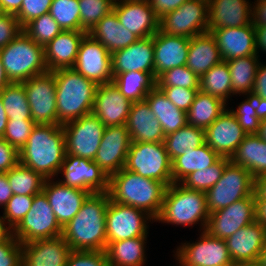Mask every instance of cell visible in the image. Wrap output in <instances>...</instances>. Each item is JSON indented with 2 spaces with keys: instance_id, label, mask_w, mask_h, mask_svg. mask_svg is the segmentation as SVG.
Wrapping results in <instances>:
<instances>
[{
  "instance_id": "obj_32",
  "label": "cell",
  "mask_w": 266,
  "mask_h": 266,
  "mask_svg": "<svg viewBox=\"0 0 266 266\" xmlns=\"http://www.w3.org/2000/svg\"><path fill=\"white\" fill-rule=\"evenodd\" d=\"M221 61L219 48L210 32L190 38L186 66L199 78Z\"/></svg>"
},
{
  "instance_id": "obj_53",
  "label": "cell",
  "mask_w": 266,
  "mask_h": 266,
  "mask_svg": "<svg viewBox=\"0 0 266 266\" xmlns=\"http://www.w3.org/2000/svg\"><path fill=\"white\" fill-rule=\"evenodd\" d=\"M65 266H108L106 251L72 250Z\"/></svg>"
},
{
  "instance_id": "obj_25",
  "label": "cell",
  "mask_w": 266,
  "mask_h": 266,
  "mask_svg": "<svg viewBox=\"0 0 266 266\" xmlns=\"http://www.w3.org/2000/svg\"><path fill=\"white\" fill-rule=\"evenodd\" d=\"M208 32L215 38L224 61L257 54L255 27L252 23L242 27L208 29Z\"/></svg>"
},
{
  "instance_id": "obj_5",
  "label": "cell",
  "mask_w": 266,
  "mask_h": 266,
  "mask_svg": "<svg viewBox=\"0 0 266 266\" xmlns=\"http://www.w3.org/2000/svg\"><path fill=\"white\" fill-rule=\"evenodd\" d=\"M209 215L205 192L188 189L181 183H171L166 187L155 221L183 227L200 224V231H205Z\"/></svg>"
},
{
  "instance_id": "obj_13",
  "label": "cell",
  "mask_w": 266,
  "mask_h": 266,
  "mask_svg": "<svg viewBox=\"0 0 266 266\" xmlns=\"http://www.w3.org/2000/svg\"><path fill=\"white\" fill-rule=\"evenodd\" d=\"M66 154L94 160L105 126L92 113L62 125Z\"/></svg>"
},
{
  "instance_id": "obj_37",
  "label": "cell",
  "mask_w": 266,
  "mask_h": 266,
  "mask_svg": "<svg viewBox=\"0 0 266 266\" xmlns=\"http://www.w3.org/2000/svg\"><path fill=\"white\" fill-rule=\"evenodd\" d=\"M226 108L221 99L199 90L187 112V124L206 130Z\"/></svg>"
},
{
  "instance_id": "obj_62",
  "label": "cell",
  "mask_w": 266,
  "mask_h": 266,
  "mask_svg": "<svg viewBox=\"0 0 266 266\" xmlns=\"http://www.w3.org/2000/svg\"><path fill=\"white\" fill-rule=\"evenodd\" d=\"M12 196L13 192L9 185L7 174L0 173V207L4 208Z\"/></svg>"
},
{
  "instance_id": "obj_72",
  "label": "cell",
  "mask_w": 266,
  "mask_h": 266,
  "mask_svg": "<svg viewBox=\"0 0 266 266\" xmlns=\"http://www.w3.org/2000/svg\"><path fill=\"white\" fill-rule=\"evenodd\" d=\"M236 266H262V265L259 262H255V263H242Z\"/></svg>"
},
{
  "instance_id": "obj_24",
  "label": "cell",
  "mask_w": 266,
  "mask_h": 266,
  "mask_svg": "<svg viewBox=\"0 0 266 266\" xmlns=\"http://www.w3.org/2000/svg\"><path fill=\"white\" fill-rule=\"evenodd\" d=\"M112 74L142 71L154 78L153 36L137 41L111 54Z\"/></svg>"
},
{
  "instance_id": "obj_48",
  "label": "cell",
  "mask_w": 266,
  "mask_h": 266,
  "mask_svg": "<svg viewBox=\"0 0 266 266\" xmlns=\"http://www.w3.org/2000/svg\"><path fill=\"white\" fill-rule=\"evenodd\" d=\"M199 82L200 78L186 65L167 70L156 79V85L158 87L199 89Z\"/></svg>"
},
{
  "instance_id": "obj_42",
  "label": "cell",
  "mask_w": 266,
  "mask_h": 266,
  "mask_svg": "<svg viewBox=\"0 0 266 266\" xmlns=\"http://www.w3.org/2000/svg\"><path fill=\"white\" fill-rule=\"evenodd\" d=\"M13 194L34 196L43 191L45 178L21 163L6 172Z\"/></svg>"
},
{
  "instance_id": "obj_28",
  "label": "cell",
  "mask_w": 266,
  "mask_h": 266,
  "mask_svg": "<svg viewBox=\"0 0 266 266\" xmlns=\"http://www.w3.org/2000/svg\"><path fill=\"white\" fill-rule=\"evenodd\" d=\"M252 4L249 0H208V29L251 24Z\"/></svg>"
},
{
  "instance_id": "obj_71",
  "label": "cell",
  "mask_w": 266,
  "mask_h": 266,
  "mask_svg": "<svg viewBox=\"0 0 266 266\" xmlns=\"http://www.w3.org/2000/svg\"><path fill=\"white\" fill-rule=\"evenodd\" d=\"M259 263L262 266H266V243H265V246L262 249L261 256H260V259H259Z\"/></svg>"
},
{
  "instance_id": "obj_66",
  "label": "cell",
  "mask_w": 266,
  "mask_h": 266,
  "mask_svg": "<svg viewBox=\"0 0 266 266\" xmlns=\"http://www.w3.org/2000/svg\"><path fill=\"white\" fill-rule=\"evenodd\" d=\"M256 220L266 227V199H256Z\"/></svg>"
},
{
  "instance_id": "obj_17",
  "label": "cell",
  "mask_w": 266,
  "mask_h": 266,
  "mask_svg": "<svg viewBox=\"0 0 266 266\" xmlns=\"http://www.w3.org/2000/svg\"><path fill=\"white\" fill-rule=\"evenodd\" d=\"M73 69L97 85L113 80L111 53L89 34L81 41Z\"/></svg>"
},
{
  "instance_id": "obj_58",
  "label": "cell",
  "mask_w": 266,
  "mask_h": 266,
  "mask_svg": "<svg viewBox=\"0 0 266 266\" xmlns=\"http://www.w3.org/2000/svg\"><path fill=\"white\" fill-rule=\"evenodd\" d=\"M187 0H149L155 15L161 18L164 14L179 8Z\"/></svg>"
},
{
  "instance_id": "obj_41",
  "label": "cell",
  "mask_w": 266,
  "mask_h": 266,
  "mask_svg": "<svg viewBox=\"0 0 266 266\" xmlns=\"http://www.w3.org/2000/svg\"><path fill=\"white\" fill-rule=\"evenodd\" d=\"M205 143V130L186 124L165 136L164 144L171 162L185 151L193 150Z\"/></svg>"
},
{
  "instance_id": "obj_67",
  "label": "cell",
  "mask_w": 266,
  "mask_h": 266,
  "mask_svg": "<svg viewBox=\"0 0 266 266\" xmlns=\"http://www.w3.org/2000/svg\"><path fill=\"white\" fill-rule=\"evenodd\" d=\"M8 118L6 115V111L4 109L1 97H0V138L3 137L6 126H7Z\"/></svg>"
},
{
  "instance_id": "obj_16",
  "label": "cell",
  "mask_w": 266,
  "mask_h": 266,
  "mask_svg": "<svg viewBox=\"0 0 266 266\" xmlns=\"http://www.w3.org/2000/svg\"><path fill=\"white\" fill-rule=\"evenodd\" d=\"M62 173V174H61ZM58 174V181L69 187L96 192H108L109 176L93 161L66 154Z\"/></svg>"
},
{
  "instance_id": "obj_59",
  "label": "cell",
  "mask_w": 266,
  "mask_h": 266,
  "mask_svg": "<svg viewBox=\"0 0 266 266\" xmlns=\"http://www.w3.org/2000/svg\"><path fill=\"white\" fill-rule=\"evenodd\" d=\"M252 92L266 99V64L264 65L261 62L257 68Z\"/></svg>"
},
{
  "instance_id": "obj_57",
  "label": "cell",
  "mask_w": 266,
  "mask_h": 266,
  "mask_svg": "<svg viewBox=\"0 0 266 266\" xmlns=\"http://www.w3.org/2000/svg\"><path fill=\"white\" fill-rule=\"evenodd\" d=\"M19 163V151L0 138V173H6Z\"/></svg>"
},
{
  "instance_id": "obj_61",
  "label": "cell",
  "mask_w": 266,
  "mask_h": 266,
  "mask_svg": "<svg viewBox=\"0 0 266 266\" xmlns=\"http://www.w3.org/2000/svg\"><path fill=\"white\" fill-rule=\"evenodd\" d=\"M250 106L257 112L259 120L266 119V99L261 98L253 92L244 94Z\"/></svg>"
},
{
  "instance_id": "obj_63",
  "label": "cell",
  "mask_w": 266,
  "mask_h": 266,
  "mask_svg": "<svg viewBox=\"0 0 266 266\" xmlns=\"http://www.w3.org/2000/svg\"><path fill=\"white\" fill-rule=\"evenodd\" d=\"M255 37L257 55L261 51L266 53V25L255 27Z\"/></svg>"
},
{
  "instance_id": "obj_20",
  "label": "cell",
  "mask_w": 266,
  "mask_h": 266,
  "mask_svg": "<svg viewBox=\"0 0 266 266\" xmlns=\"http://www.w3.org/2000/svg\"><path fill=\"white\" fill-rule=\"evenodd\" d=\"M225 241L234 265L259 262L266 243V227L255 220L238 229Z\"/></svg>"
},
{
  "instance_id": "obj_47",
  "label": "cell",
  "mask_w": 266,
  "mask_h": 266,
  "mask_svg": "<svg viewBox=\"0 0 266 266\" xmlns=\"http://www.w3.org/2000/svg\"><path fill=\"white\" fill-rule=\"evenodd\" d=\"M80 31L89 33L92 28L113 10L115 0H78Z\"/></svg>"
},
{
  "instance_id": "obj_21",
  "label": "cell",
  "mask_w": 266,
  "mask_h": 266,
  "mask_svg": "<svg viewBox=\"0 0 266 266\" xmlns=\"http://www.w3.org/2000/svg\"><path fill=\"white\" fill-rule=\"evenodd\" d=\"M132 102L112 82L98 85L92 114L107 126L125 125Z\"/></svg>"
},
{
  "instance_id": "obj_33",
  "label": "cell",
  "mask_w": 266,
  "mask_h": 266,
  "mask_svg": "<svg viewBox=\"0 0 266 266\" xmlns=\"http://www.w3.org/2000/svg\"><path fill=\"white\" fill-rule=\"evenodd\" d=\"M144 100L159 121L165 136L187 124V113L178 109L157 85Z\"/></svg>"
},
{
  "instance_id": "obj_27",
  "label": "cell",
  "mask_w": 266,
  "mask_h": 266,
  "mask_svg": "<svg viewBox=\"0 0 266 266\" xmlns=\"http://www.w3.org/2000/svg\"><path fill=\"white\" fill-rule=\"evenodd\" d=\"M72 249L62 236L22 244L21 266H65Z\"/></svg>"
},
{
  "instance_id": "obj_49",
  "label": "cell",
  "mask_w": 266,
  "mask_h": 266,
  "mask_svg": "<svg viewBox=\"0 0 266 266\" xmlns=\"http://www.w3.org/2000/svg\"><path fill=\"white\" fill-rule=\"evenodd\" d=\"M33 198L34 196L13 194L12 198L3 208V223L10 232L19 224V222L30 210Z\"/></svg>"
},
{
  "instance_id": "obj_23",
  "label": "cell",
  "mask_w": 266,
  "mask_h": 266,
  "mask_svg": "<svg viewBox=\"0 0 266 266\" xmlns=\"http://www.w3.org/2000/svg\"><path fill=\"white\" fill-rule=\"evenodd\" d=\"M46 179L43 185V193L50 203L57 222L63 228L81 209L83 202L91 194L89 191L69 187L58 180Z\"/></svg>"
},
{
  "instance_id": "obj_44",
  "label": "cell",
  "mask_w": 266,
  "mask_h": 266,
  "mask_svg": "<svg viewBox=\"0 0 266 266\" xmlns=\"http://www.w3.org/2000/svg\"><path fill=\"white\" fill-rule=\"evenodd\" d=\"M230 161V158L220 157L213 165L205 169L192 172L181 182V184L188 189L206 193L218 182L226 165Z\"/></svg>"
},
{
  "instance_id": "obj_51",
  "label": "cell",
  "mask_w": 266,
  "mask_h": 266,
  "mask_svg": "<svg viewBox=\"0 0 266 266\" xmlns=\"http://www.w3.org/2000/svg\"><path fill=\"white\" fill-rule=\"evenodd\" d=\"M22 244L9 233L0 241V266H21Z\"/></svg>"
},
{
  "instance_id": "obj_18",
  "label": "cell",
  "mask_w": 266,
  "mask_h": 266,
  "mask_svg": "<svg viewBox=\"0 0 266 266\" xmlns=\"http://www.w3.org/2000/svg\"><path fill=\"white\" fill-rule=\"evenodd\" d=\"M130 144L126 125L107 126L93 161L110 177L124 168Z\"/></svg>"
},
{
  "instance_id": "obj_14",
  "label": "cell",
  "mask_w": 266,
  "mask_h": 266,
  "mask_svg": "<svg viewBox=\"0 0 266 266\" xmlns=\"http://www.w3.org/2000/svg\"><path fill=\"white\" fill-rule=\"evenodd\" d=\"M22 83L34 123L58 125L56 84L53 72L47 71L35 75Z\"/></svg>"
},
{
  "instance_id": "obj_7",
  "label": "cell",
  "mask_w": 266,
  "mask_h": 266,
  "mask_svg": "<svg viewBox=\"0 0 266 266\" xmlns=\"http://www.w3.org/2000/svg\"><path fill=\"white\" fill-rule=\"evenodd\" d=\"M124 169L166 187L172 183V162L164 142H131Z\"/></svg>"
},
{
  "instance_id": "obj_11",
  "label": "cell",
  "mask_w": 266,
  "mask_h": 266,
  "mask_svg": "<svg viewBox=\"0 0 266 266\" xmlns=\"http://www.w3.org/2000/svg\"><path fill=\"white\" fill-rule=\"evenodd\" d=\"M199 235L194 243L187 241L177 247L174 255L177 266H236L225 240L212 237L206 231Z\"/></svg>"
},
{
  "instance_id": "obj_52",
  "label": "cell",
  "mask_w": 266,
  "mask_h": 266,
  "mask_svg": "<svg viewBox=\"0 0 266 266\" xmlns=\"http://www.w3.org/2000/svg\"><path fill=\"white\" fill-rule=\"evenodd\" d=\"M52 0H23L19 12L15 15L23 28L31 20L49 13Z\"/></svg>"
},
{
  "instance_id": "obj_45",
  "label": "cell",
  "mask_w": 266,
  "mask_h": 266,
  "mask_svg": "<svg viewBox=\"0 0 266 266\" xmlns=\"http://www.w3.org/2000/svg\"><path fill=\"white\" fill-rule=\"evenodd\" d=\"M49 13L63 31H80L78 0H52Z\"/></svg>"
},
{
  "instance_id": "obj_40",
  "label": "cell",
  "mask_w": 266,
  "mask_h": 266,
  "mask_svg": "<svg viewBox=\"0 0 266 266\" xmlns=\"http://www.w3.org/2000/svg\"><path fill=\"white\" fill-rule=\"evenodd\" d=\"M199 90L221 99L228 105V100L232 97V87L226 61L222 60L200 77Z\"/></svg>"
},
{
  "instance_id": "obj_70",
  "label": "cell",
  "mask_w": 266,
  "mask_h": 266,
  "mask_svg": "<svg viewBox=\"0 0 266 266\" xmlns=\"http://www.w3.org/2000/svg\"><path fill=\"white\" fill-rule=\"evenodd\" d=\"M10 231L5 227L2 216H0V241H2Z\"/></svg>"
},
{
  "instance_id": "obj_29",
  "label": "cell",
  "mask_w": 266,
  "mask_h": 266,
  "mask_svg": "<svg viewBox=\"0 0 266 266\" xmlns=\"http://www.w3.org/2000/svg\"><path fill=\"white\" fill-rule=\"evenodd\" d=\"M85 31H62L44 47L48 71L73 68Z\"/></svg>"
},
{
  "instance_id": "obj_4",
  "label": "cell",
  "mask_w": 266,
  "mask_h": 266,
  "mask_svg": "<svg viewBox=\"0 0 266 266\" xmlns=\"http://www.w3.org/2000/svg\"><path fill=\"white\" fill-rule=\"evenodd\" d=\"M53 74L58 125L90 114L98 85L73 68L55 70Z\"/></svg>"
},
{
  "instance_id": "obj_64",
  "label": "cell",
  "mask_w": 266,
  "mask_h": 266,
  "mask_svg": "<svg viewBox=\"0 0 266 266\" xmlns=\"http://www.w3.org/2000/svg\"><path fill=\"white\" fill-rule=\"evenodd\" d=\"M255 199H266V174L254 179Z\"/></svg>"
},
{
  "instance_id": "obj_3",
  "label": "cell",
  "mask_w": 266,
  "mask_h": 266,
  "mask_svg": "<svg viewBox=\"0 0 266 266\" xmlns=\"http://www.w3.org/2000/svg\"><path fill=\"white\" fill-rule=\"evenodd\" d=\"M166 186L122 168L109 177L110 200L145 211L154 220L158 217Z\"/></svg>"
},
{
  "instance_id": "obj_10",
  "label": "cell",
  "mask_w": 266,
  "mask_h": 266,
  "mask_svg": "<svg viewBox=\"0 0 266 266\" xmlns=\"http://www.w3.org/2000/svg\"><path fill=\"white\" fill-rule=\"evenodd\" d=\"M208 0H187L159 18V30L168 35L192 38L208 32Z\"/></svg>"
},
{
  "instance_id": "obj_8",
  "label": "cell",
  "mask_w": 266,
  "mask_h": 266,
  "mask_svg": "<svg viewBox=\"0 0 266 266\" xmlns=\"http://www.w3.org/2000/svg\"><path fill=\"white\" fill-rule=\"evenodd\" d=\"M253 193L254 178L251 173L230 161L218 182L205 193L207 209L209 213L221 210Z\"/></svg>"
},
{
  "instance_id": "obj_54",
  "label": "cell",
  "mask_w": 266,
  "mask_h": 266,
  "mask_svg": "<svg viewBox=\"0 0 266 266\" xmlns=\"http://www.w3.org/2000/svg\"><path fill=\"white\" fill-rule=\"evenodd\" d=\"M230 111L237 118L246 134H257L259 132L260 120L257 117V112L250 106L247 99L240 102L237 109L230 108Z\"/></svg>"
},
{
  "instance_id": "obj_68",
  "label": "cell",
  "mask_w": 266,
  "mask_h": 266,
  "mask_svg": "<svg viewBox=\"0 0 266 266\" xmlns=\"http://www.w3.org/2000/svg\"><path fill=\"white\" fill-rule=\"evenodd\" d=\"M10 83L0 59V92Z\"/></svg>"
},
{
  "instance_id": "obj_35",
  "label": "cell",
  "mask_w": 266,
  "mask_h": 266,
  "mask_svg": "<svg viewBox=\"0 0 266 266\" xmlns=\"http://www.w3.org/2000/svg\"><path fill=\"white\" fill-rule=\"evenodd\" d=\"M147 236L111 242L106 247L108 266H144Z\"/></svg>"
},
{
  "instance_id": "obj_65",
  "label": "cell",
  "mask_w": 266,
  "mask_h": 266,
  "mask_svg": "<svg viewBox=\"0 0 266 266\" xmlns=\"http://www.w3.org/2000/svg\"><path fill=\"white\" fill-rule=\"evenodd\" d=\"M23 0H0L1 7L6 14L16 15L22 4Z\"/></svg>"
},
{
  "instance_id": "obj_46",
  "label": "cell",
  "mask_w": 266,
  "mask_h": 266,
  "mask_svg": "<svg viewBox=\"0 0 266 266\" xmlns=\"http://www.w3.org/2000/svg\"><path fill=\"white\" fill-rule=\"evenodd\" d=\"M23 31L38 45L45 47L63 30L50 13L31 20L23 27Z\"/></svg>"
},
{
  "instance_id": "obj_50",
  "label": "cell",
  "mask_w": 266,
  "mask_h": 266,
  "mask_svg": "<svg viewBox=\"0 0 266 266\" xmlns=\"http://www.w3.org/2000/svg\"><path fill=\"white\" fill-rule=\"evenodd\" d=\"M36 124L33 120H8L2 138L18 151L27 143V140Z\"/></svg>"
},
{
  "instance_id": "obj_34",
  "label": "cell",
  "mask_w": 266,
  "mask_h": 266,
  "mask_svg": "<svg viewBox=\"0 0 266 266\" xmlns=\"http://www.w3.org/2000/svg\"><path fill=\"white\" fill-rule=\"evenodd\" d=\"M230 160L247 169L255 179L266 174V142L257 134H247Z\"/></svg>"
},
{
  "instance_id": "obj_36",
  "label": "cell",
  "mask_w": 266,
  "mask_h": 266,
  "mask_svg": "<svg viewBox=\"0 0 266 266\" xmlns=\"http://www.w3.org/2000/svg\"><path fill=\"white\" fill-rule=\"evenodd\" d=\"M220 156L206 143L176 157L172 161V183H181L192 172L213 165Z\"/></svg>"
},
{
  "instance_id": "obj_19",
  "label": "cell",
  "mask_w": 266,
  "mask_h": 266,
  "mask_svg": "<svg viewBox=\"0 0 266 266\" xmlns=\"http://www.w3.org/2000/svg\"><path fill=\"white\" fill-rule=\"evenodd\" d=\"M246 135L227 107L205 130V143L220 157L231 158Z\"/></svg>"
},
{
  "instance_id": "obj_1",
  "label": "cell",
  "mask_w": 266,
  "mask_h": 266,
  "mask_svg": "<svg viewBox=\"0 0 266 266\" xmlns=\"http://www.w3.org/2000/svg\"><path fill=\"white\" fill-rule=\"evenodd\" d=\"M108 192L90 194L72 220L62 228V237L72 250L105 251Z\"/></svg>"
},
{
  "instance_id": "obj_9",
  "label": "cell",
  "mask_w": 266,
  "mask_h": 266,
  "mask_svg": "<svg viewBox=\"0 0 266 266\" xmlns=\"http://www.w3.org/2000/svg\"><path fill=\"white\" fill-rule=\"evenodd\" d=\"M10 233L21 244L62 235V227L43 192L34 195L30 210Z\"/></svg>"
},
{
  "instance_id": "obj_38",
  "label": "cell",
  "mask_w": 266,
  "mask_h": 266,
  "mask_svg": "<svg viewBox=\"0 0 266 266\" xmlns=\"http://www.w3.org/2000/svg\"><path fill=\"white\" fill-rule=\"evenodd\" d=\"M260 55H249L226 61L231 75L232 96L253 91Z\"/></svg>"
},
{
  "instance_id": "obj_26",
  "label": "cell",
  "mask_w": 266,
  "mask_h": 266,
  "mask_svg": "<svg viewBox=\"0 0 266 266\" xmlns=\"http://www.w3.org/2000/svg\"><path fill=\"white\" fill-rule=\"evenodd\" d=\"M190 38L168 35L158 30L153 35L154 79L167 70L186 65Z\"/></svg>"
},
{
  "instance_id": "obj_6",
  "label": "cell",
  "mask_w": 266,
  "mask_h": 266,
  "mask_svg": "<svg viewBox=\"0 0 266 266\" xmlns=\"http://www.w3.org/2000/svg\"><path fill=\"white\" fill-rule=\"evenodd\" d=\"M0 59L10 82L22 83L48 71L44 47L38 45L24 31L0 48Z\"/></svg>"
},
{
  "instance_id": "obj_2",
  "label": "cell",
  "mask_w": 266,
  "mask_h": 266,
  "mask_svg": "<svg viewBox=\"0 0 266 266\" xmlns=\"http://www.w3.org/2000/svg\"><path fill=\"white\" fill-rule=\"evenodd\" d=\"M66 155L62 125L36 124L19 151V163L40 173L45 179L58 176Z\"/></svg>"
},
{
  "instance_id": "obj_55",
  "label": "cell",
  "mask_w": 266,
  "mask_h": 266,
  "mask_svg": "<svg viewBox=\"0 0 266 266\" xmlns=\"http://www.w3.org/2000/svg\"><path fill=\"white\" fill-rule=\"evenodd\" d=\"M165 96L178 108L188 112L199 89L184 87H159Z\"/></svg>"
},
{
  "instance_id": "obj_43",
  "label": "cell",
  "mask_w": 266,
  "mask_h": 266,
  "mask_svg": "<svg viewBox=\"0 0 266 266\" xmlns=\"http://www.w3.org/2000/svg\"><path fill=\"white\" fill-rule=\"evenodd\" d=\"M0 97L8 120H32L23 83L11 82L0 92Z\"/></svg>"
},
{
  "instance_id": "obj_73",
  "label": "cell",
  "mask_w": 266,
  "mask_h": 266,
  "mask_svg": "<svg viewBox=\"0 0 266 266\" xmlns=\"http://www.w3.org/2000/svg\"><path fill=\"white\" fill-rule=\"evenodd\" d=\"M5 13H4V11H3V9H2V7H1V4H0V17L2 16V15H4Z\"/></svg>"
},
{
  "instance_id": "obj_39",
  "label": "cell",
  "mask_w": 266,
  "mask_h": 266,
  "mask_svg": "<svg viewBox=\"0 0 266 266\" xmlns=\"http://www.w3.org/2000/svg\"><path fill=\"white\" fill-rule=\"evenodd\" d=\"M113 83L132 103L143 101L156 86V80L147 72L131 71L113 75Z\"/></svg>"
},
{
  "instance_id": "obj_22",
  "label": "cell",
  "mask_w": 266,
  "mask_h": 266,
  "mask_svg": "<svg viewBox=\"0 0 266 266\" xmlns=\"http://www.w3.org/2000/svg\"><path fill=\"white\" fill-rule=\"evenodd\" d=\"M113 11L119 22L139 38L153 36L159 30V18L149 1L115 0Z\"/></svg>"
},
{
  "instance_id": "obj_60",
  "label": "cell",
  "mask_w": 266,
  "mask_h": 266,
  "mask_svg": "<svg viewBox=\"0 0 266 266\" xmlns=\"http://www.w3.org/2000/svg\"><path fill=\"white\" fill-rule=\"evenodd\" d=\"M255 2L252 5V24L254 27L264 26L266 25V0Z\"/></svg>"
},
{
  "instance_id": "obj_12",
  "label": "cell",
  "mask_w": 266,
  "mask_h": 266,
  "mask_svg": "<svg viewBox=\"0 0 266 266\" xmlns=\"http://www.w3.org/2000/svg\"><path fill=\"white\" fill-rule=\"evenodd\" d=\"M148 221L155 222L145 211L110 200L105 222L107 245L111 242L147 236Z\"/></svg>"
},
{
  "instance_id": "obj_31",
  "label": "cell",
  "mask_w": 266,
  "mask_h": 266,
  "mask_svg": "<svg viewBox=\"0 0 266 266\" xmlns=\"http://www.w3.org/2000/svg\"><path fill=\"white\" fill-rule=\"evenodd\" d=\"M88 34L107 48L111 54L139 39L119 22L113 10L105 15Z\"/></svg>"
},
{
  "instance_id": "obj_30",
  "label": "cell",
  "mask_w": 266,
  "mask_h": 266,
  "mask_svg": "<svg viewBox=\"0 0 266 266\" xmlns=\"http://www.w3.org/2000/svg\"><path fill=\"white\" fill-rule=\"evenodd\" d=\"M125 125L131 142H164L162 127L145 100L132 103Z\"/></svg>"
},
{
  "instance_id": "obj_69",
  "label": "cell",
  "mask_w": 266,
  "mask_h": 266,
  "mask_svg": "<svg viewBox=\"0 0 266 266\" xmlns=\"http://www.w3.org/2000/svg\"><path fill=\"white\" fill-rule=\"evenodd\" d=\"M257 135L266 142V119L260 121L259 132Z\"/></svg>"
},
{
  "instance_id": "obj_15",
  "label": "cell",
  "mask_w": 266,
  "mask_h": 266,
  "mask_svg": "<svg viewBox=\"0 0 266 266\" xmlns=\"http://www.w3.org/2000/svg\"><path fill=\"white\" fill-rule=\"evenodd\" d=\"M256 220L255 193L210 213L205 231L212 237L226 240L238 229Z\"/></svg>"
},
{
  "instance_id": "obj_56",
  "label": "cell",
  "mask_w": 266,
  "mask_h": 266,
  "mask_svg": "<svg viewBox=\"0 0 266 266\" xmlns=\"http://www.w3.org/2000/svg\"><path fill=\"white\" fill-rule=\"evenodd\" d=\"M23 31L18 19L13 14H4L0 17V48L5 47Z\"/></svg>"
}]
</instances>
